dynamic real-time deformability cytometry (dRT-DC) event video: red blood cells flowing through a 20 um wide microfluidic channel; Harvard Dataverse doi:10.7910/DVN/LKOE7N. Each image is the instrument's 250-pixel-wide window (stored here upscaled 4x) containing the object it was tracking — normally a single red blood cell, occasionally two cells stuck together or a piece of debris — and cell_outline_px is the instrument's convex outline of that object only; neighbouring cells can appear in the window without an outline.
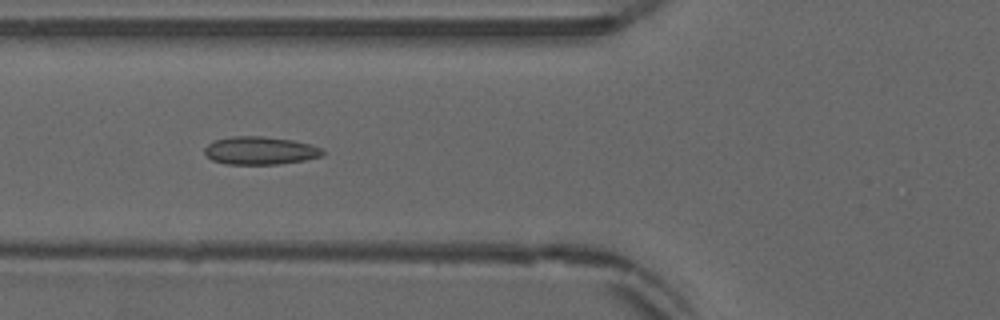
{"species": "common noctule bat (a hibernating species)", "species_latin": "Nyctalus noctula", "temperature_condition": "warm", "stored_images_in_passage": 53, "camera_frame_rate_fps": 3000, "um_per_image_px": 0.085, "animal": {"sex": "male", "forearm_length_mm": 52.5}, "frame": {"image": 1, "passage_image": 20, "time_ms": 6.333, "image_size_px": [1000, 320], "cell_outline_px": [[324, 156], [304, 160], [280, 164], [224, 164], [212, 160], [204, 152], [204, 148], [208, 144], [216, 140], [232, 136], [260, 136], [292, 140], [312, 144], [324, 148]], "centroid_in_image_um": [22.15, 12.8], "position_along_channel_um": 103.6, "area_um2": 19.36}}
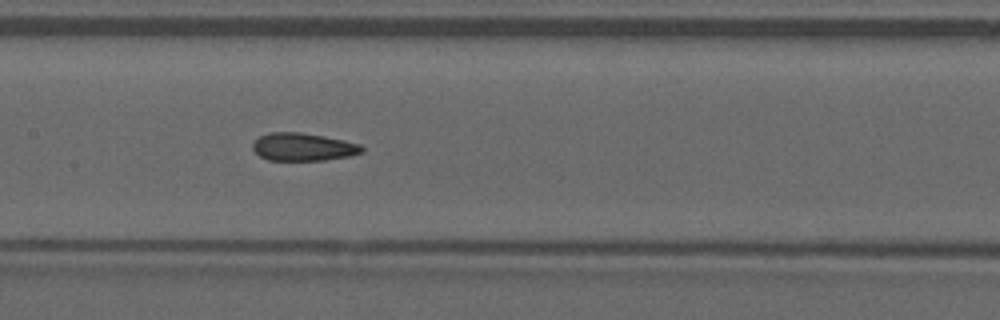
{"frame": {"image": 2, "passage_image": 26, "time_ms": 8.333, "image_size_px": [1000, 320], "cell_outline_px": [[364, 152], [348, 156], [324, 160], [268, 160], [260, 156], [252, 148], [252, 144], [260, 136], [268, 132], [300, 132], [360, 144], [364, 148]], "centroid_in_image_um": [25.74, 12.49], "position_along_channel_um": 181.7, "area_um2": 17.46}}
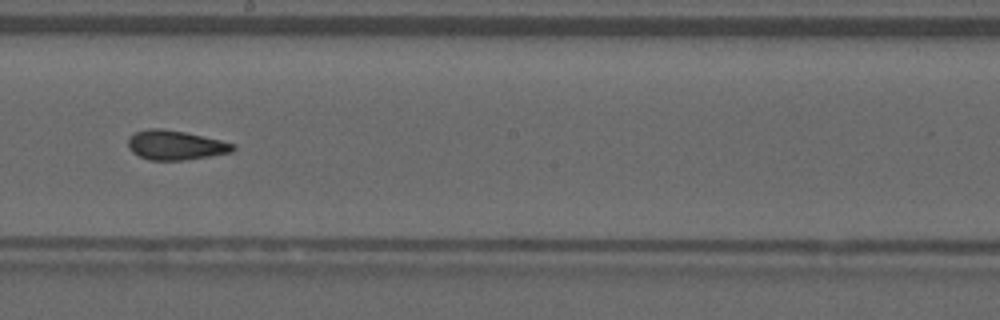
{"frame": {"image": 3, "passage_image": 30, "time_ms": 9.667, "image_size_px": [1000, 320], "cell_outline_px": [[236, 148], [232, 152], [184, 160], [148, 160], [132, 152], [128, 148], [128, 136], [136, 132], [148, 128], [160, 128], [184, 132], [220, 140], [236, 144]], "centroid_in_image_um": [14.89, 12.33], "position_along_channel_um": 233.3, "area_um2": 17.98}, "authors_computed_cell_mechanics": {"area_um2": 18.0336, "velocity_mm_per_s": 3.8794, "shape_relaxation_time_tau1_ms": null, "shape_relaxation_time_tau2_ms": 1.4315, "deformation_change_tau1": null, "deformation_change_tau2": 0.0771}}